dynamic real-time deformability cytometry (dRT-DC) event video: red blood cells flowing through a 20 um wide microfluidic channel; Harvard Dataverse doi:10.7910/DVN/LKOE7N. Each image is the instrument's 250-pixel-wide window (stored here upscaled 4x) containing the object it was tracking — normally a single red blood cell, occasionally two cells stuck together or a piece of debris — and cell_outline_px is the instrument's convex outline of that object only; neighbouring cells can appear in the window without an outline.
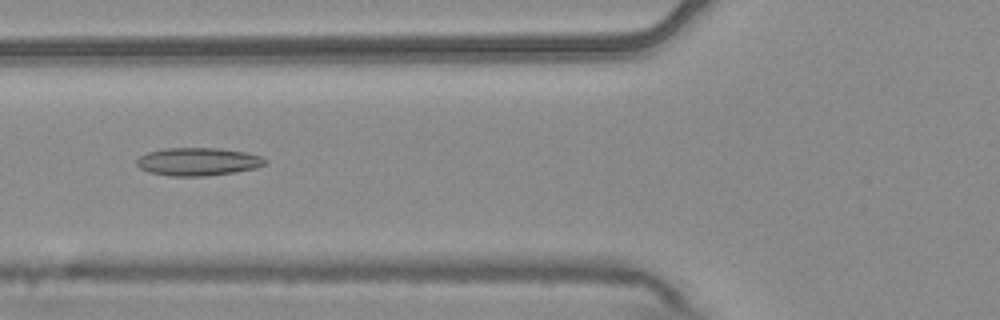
{"species": "common noctule bat (a hibernating species)", "species_latin": "Nyctalus noctula", "temperature_condition": "warm", "stored_images_in_passage": 7, "camera_frame_rate_fps": 3000, "um_per_image_px": 0.085, "animal": {"sex": "male", "body_mass_g": 20.4}, "frame": {"image": 1, "passage_image": 5, "time_ms": 1.333, "image_size_px": [1000, 320], "cell_outline_px": [[268, 164], [256, 168], [236, 172], [204, 176], [168, 176], [148, 172], [140, 168], [136, 164], [136, 160], [140, 156], [148, 152], [164, 148], [220, 148], [244, 152], [260, 156], [268, 160]], "centroid_in_image_um": [16.84, 13.74], "position_along_channel_um": 109.0, "area_um2": 21.1}}
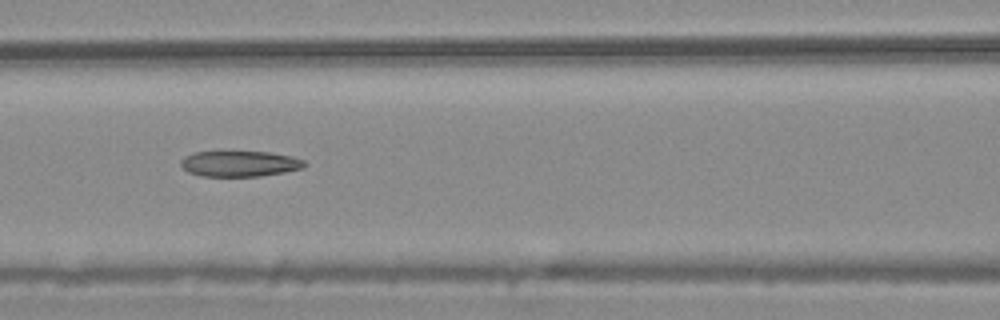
{"frame": {"image": 2, "passage_image": 6, "time_ms": 1.667, "image_size_px": [1000, 320], "cell_outline_px": [[308, 164], [304, 168], [284, 172], [260, 176], [200, 176], [188, 172], [180, 164], [180, 160], [184, 156], [192, 152], [268, 152], [292, 156], [304, 160]], "centroid_in_image_um": [20.38, 13.91], "position_along_channel_um": 146.2, "area_um2": 18.61}}
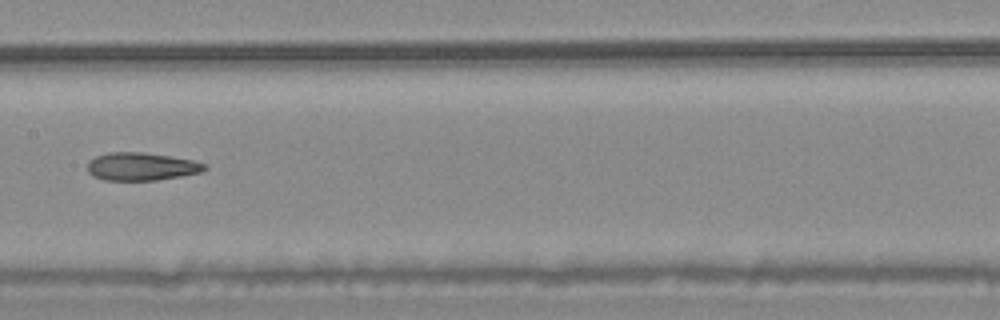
{"frame": {"image": 3, "passage_image": 7, "time_ms": 2.0, "image_size_px": [1000, 320], "cell_outline_px": [[208, 168], [204, 172], [156, 180], [104, 180], [92, 176], [88, 172], [88, 160], [96, 156], [108, 152], [144, 152], [172, 156], [192, 160], [208, 164]], "centroid_in_image_um": [12.04, 14.15], "position_along_channel_um": 195.4, "area_um2": 19.31}}